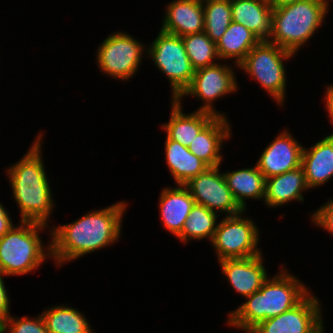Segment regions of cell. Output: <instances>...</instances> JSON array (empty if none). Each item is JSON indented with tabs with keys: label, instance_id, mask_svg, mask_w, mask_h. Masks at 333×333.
<instances>
[{
	"label": "cell",
	"instance_id": "8",
	"mask_svg": "<svg viewBox=\"0 0 333 333\" xmlns=\"http://www.w3.org/2000/svg\"><path fill=\"white\" fill-rule=\"evenodd\" d=\"M240 214L224 216L218 222L217 229L211 240L215 248L217 260L247 258L262 254L258 248L259 227L254 220Z\"/></svg>",
	"mask_w": 333,
	"mask_h": 333
},
{
	"label": "cell",
	"instance_id": "23",
	"mask_svg": "<svg viewBox=\"0 0 333 333\" xmlns=\"http://www.w3.org/2000/svg\"><path fill=\"white\" fill-rule=\"evenodd\" d=\"M234 199L243 210H247V199L264 201L266 179L256 164L250 168L223 172Z\"/></svg>",
	"mask_w": 333,
	"mask_h": 333
},
{
	"label": "cell",
	"instance_id": "1",
	"mask_svg": "<svg viewBox=\"0 0 333 333\" xmlns=\"http://www.w3.org/2000/svg\"><path fill=\"white\" fill-rule=\"evenodd\" d=\"M127 208L128 203L123 200L104 209L89 211L74 222L48 229L51 259L56 267L117 242Z\"/></svg>",
	"mask_w": 333,
	"mask_h": 333
},
{
	"label": "cell",
	"instance_id": "7",
	"mask_svg": "<svg viewBox=\"0 0 333 333\" xmlns=\"http://www.w3.org/2000/svg\"><path fill=\"white\" fill-rule=\"evenodd\" d=\"M149 45L145 55L148 54L156 68L168 78L172 88L171 98L176 100L190 85L195 72L182 37L159 30L156 39Z\"/></svg>",
	"mask_w": 333,
	"mask_h": 333
},
{
	"label": "cell",
	"instance_id": "15",
	"mask_svg": "<svg viewBox=\"0 0 333 333\" xmlns=\"http://www.w3.org/2000/svg\"><path fill=\"white\" fill-rule=\"evenodd\" d=\"M165 11L161 31L180 37L204 31L203 0H174Z\"/></svg>",
	"mask_w": 333,
	"mask_h": 333
},
{
	"label": "cell",
	"instance_id": "34",
	"mask_svg": "<svg viewBox=\"0 0 333 333\" xmlns=\"http://www.w3.org/2000/svg\"><path fill=\"white\" fill-rule=\"evenodd\" d=\"M301 0H268L272 8H279L284 5L292 4Z\"/></svg>",
	"mask_w": 333,
	"mask_h": 333
},
{
	"label": "cell",
	"instance_id": "32",
	"mask_svg": "<svg viewBox=\"0 0 333 333\" xmlns=\"http://www.w3.org/2000/svg\"><path fill=\"white\" fill-rule=\"evenodd\" d=\"M9 212L0 202V239L14 226Z\"/></svg>",
	"mask_w": 333,
	"mask_h": 333
},
{
	"label": "cell",
	"instance_id": "11",
	"mask_svg": "<svg viewBox=\"0 0 333 333\" xmlns=\"http://www.w3.org/2000/svg\"><path fill=\"white\" fill-rule=\"evenodd\" d=\"M321 302L311 291L294 307L260 322L249 333H326Z\"/></svg>",
	"mask_w": 333,
	"mask_h": 333
},
{
	"label": "cell",
	"instance_id": "37",
	"mask_svg": "<svg viewBox=\"0 0 333 333\" xmlns=\"http://www.w3.org/2000/svg\"><path fill=\"white\" fill-rule=\"evenodd\" d=\"M215 1H226V2H233L235 0H215Z\"/></svg>",
	"mask_w": 333,
	"mask_h": 333
},
{
	"label": "cell",
	"instance_id": "26",
	"mask_svg": "<svg viewBox=\"0 0 333 333\" xmlns=\"http://www.w3.org/2000/svg\"><path fill=\"white\" fill-rule=\"evenodd\" d=\"M218 213L203 205L195 204L185 221L181 234L177 237L183 244L192 240L207 239L211 242L218 225Z\"/></svg>",
	"mask_w": 333,
	"mask_h": 333
},
{
	"label": "cell",
	"instance_id": "30",
	"mask_svg": "<svg viewBox=\"0 0 333 333\" xmlns=\"http://www.w3.org/2000/svg\"><path fill=\"white\" fill-rule=\"evenodd\" d=\"M310 216L314 225L333 235V199L316 209Z\"/></svg>",
	"mask_w": 333,
	"mask_h": 333
},
{
	"label": "cell",
	"instance_id": "25",
	"mask_svg": "<svg viewBox=\"0 0 333 333\" xmlns=\"http://www.w3.org/2000/svg\"><path fill=\"white\" fill-rule=\"evenodd\" d=\"M41 315L48 333H94L87 317L77 308L58 304Z\"/></svg>",
	"mask_w": 333,
	"mask_h": 333
},
{
	"label": "cell",
	"instance_id": "20",
	"mask_svg": "<svg viewBox=\"0 0 333 333\" xmlns=\"http://www.w3.org/2000/svg\"><path fill=\"white\" fill-rule=\"evenodd\" d=\"M308 189L303 167L300 166L266 179L264 203L269 209L285 205L293 200L303 203V193Z\"/></svg>",
	"mask_w": 333,
	"mask_h": 333
},
{
	"label": "cell",
	"instance_id": "27",
	"mask_svg": "<svg viewBox=\"0 0 333 333\" xmlns=\"http://www.w3.org/2000/svg\"><path fill=\"white\" fill-rule=\"evenodd\" d=\"M182 40L187 56L195 71L218 63L215 62L219 61L216 43L204 31L182 36Z\"/></svg>",
	"mask_w": 333,
	"mask_h": 333
},
{
	"label": "cell",
	"instance_id": "5",
	"mask_svg": "<svg viewBox=\"0 0 333 333\" xmlns=\"http://www.w3.org/2000/svg\"><path fill=\"white\" fill-rule=\"evenodd\" d=\"M47 227L21 220L14 225L0 239V271L6 276L25 275L38 270L47 258H51L50 241L44 247L40 236V231H46Z\"/></svg>",
	"mask_w": 333,
	"mask_h": 333
},
{
	"label": "cell",
	"instance_id": "12",
	"mask_svg": "<svg viewBox=\"0 0 333 333\" xmlns=\"http://www.w3.org/2000/svg\"><path fill=\"white\" fill-rule=\"evenodd\" d=\"M220 168V165L208 167L184 186L193 196L195 204L203 205L218 214L226 213V216L240 214L244 210L234 199Z\"/></svg>",
	"mask_w": 333,
	"mask_h": 333
},
{
	"label": "cell",
	"instance_id": "21",
	"mask_svg": "<svg viewBox=\"0 0 333 333\" xmlns=\"http://www.w3.org/2000/svg\"><path fill=\"white\" fill-rule=\"evenodd\" d=\"M272 6L268 0H235L231 2L232 21L244 25L260 41L272 35Z\"/></svg>",
	"mask_w": 333,
	"mask_h": 333
},
{
	"label": "cell",
	"instance_id": "19",
	"mask_svg": "<svg viewBox=\"0 0 333 333\" xmlns=\"http://www.w3.org/2000/svg\"><path fill=\"white\" fill-rule=\"evenodd\" d=\"M307 186H323L333 178V136L328 135L310 148L303 147L302 162Z\"/></svg>",
	"mask_w": 333,
	"mask_h": 333
},
{
	"label": "cell",
	"instance_id": "33",
	"mask_svg": "<svg viewBox=\"0 0 333 333\" xmlns=\"http://www.w3.org/2000/svg\"><path fill=\"white\" fill-rule=\"evenodd\" d=\"M323 98H325L324 103L326 102L325 107L328 112L327 116L330 118L329 122L333 125V84L327 85L325 96ZM329 135L333 136V133Z\"/></svg>",
	"mask_w": 333,
	"mask_h": 333
},
{
	"label": "cell",
	"instance_id": "6",
	"mask_svg": "<svg viewBox=\"0 0 333 333\" xmlns=\"http://www.w3.org/2000/svg\"><path fill=\"white\" fill-rule=\"evenodd\" d=\"M295 54L268 40L259 41L238 65L276 101L285 105L287 75L285 63Z\"/></svg>",
	"mask_w": 333,
	"mask_h": 333
},
{
	"label": "cell",
	"instance_id": "10",
	"mask_svg": "<svg viewBox=\"0 0 333 333\" xmlns=\"http://www.w3.org/2000/svg\"><path fill=\"white\" fill-rule=\"evenodd\" d=\"M235 68L226 64L216 63L215 65L207 66L198 69L194 72V76L190 85L176 99L181 102L183 97L192 96L202 101L203 104L197 108V111H204L213 114L214 116L227 117L223 113L214 108V101L224 95L236 92L238 83L235 75Z\"/></svg>",
	"mask_w": 333,
	"mask_h": 333
},
{
	"label": "cell",
	"instance_id": "9",
	"mask_svg": "<svg viewBox=\"0 0 333 333\" xmlns=\"http://www.w3.org/2000/svg\"><path fill=\"white\" fill-rule=\"evenodd\" d=\"M146 47L125 32H113L98 47L96 63L107 76L127 81L135 76Z\"/></svg>",
	"mask_w": 333,
	"mask_h": 333
},
{
	"label": "cell",
	"instance_id": "28",
	"mask_svg": "<svg viewBox=\"0 0 333 333\" xmlns=\"http://www.w3.org/2000/svg\"><path fill=\"white\" fill-rule=\"evenodd\" d=\"M204 32L217 42L232 22L231 2L203 0Z\"/></svg>",
	"mask_w": 333,
	"mask_h": 333
},
{
	"label": "cell",
	"instance_id": "13",
	"mask_svg": "<svg viewBox=\"0 0 333 333\" xmlns=\"http://www.w3.org/2000/svg\"><path fill=\"white\" fill-rule=\"evenodd\" d=\"M289 130H283L262 151L256 164L265 179L301 166L303 147Z\"/></svg>",
	"mask_w": 333,
	"mask_h": 333
},
{
	"label": "cell",
	"instance_id": "22",
	"mask_svg": "<svg viewBox=\"0 0 333 333\" xmlns=\"http://www.w3.org/2000/svg\"><path fill=\"white\" fill-rule=\"evenodd\" d=\"M165 159L170 175L176 185H184L190 179L204 172L209 166L189 151L188 147L170 140L166 136Z\"/></svg>",
	"mask_w": 333,
	"mask_h": 333
},
{
	"label": "cell",
	"instance_id": "16",
	"mask_svg": "<svg viewBox=\"0 0 333 333\" xmlns=\"http://www.w3.org/2000/svg\"><path fill=\"white\" fill-rule=\"evenodd\" d=\"M158 204L164 229L178 237L192 207L195 205L193 196L184 185H177L174 188L164 187L160 193Z\"/></svg>",
	"mask_w": 333,
	"mask_h": 333
},
{
	"label": "cell",
	"instance_id": "4",
	"mask_svg": "<svg viewBox=\"0 0 333 333\" xmlns=\"http://www.w3.org/2000/svg\"><path fill=\"white\" fill-rule=\"evenodd\" d=\"M322 0H301L272 10V35L268 41L296 54L325 21Z\"/></svg>",
	"mask_w": 333,
	"mask_h": 333
},
{
	"label": "cell",
	"instance_id": "2",
	"mask_svg": "<svg viewBox=\"0 0 333 333\" xmlns=\"http://www.w3.org/2000/svg\"><path fill=\"white\" fill-rule=\"evenodd\" d=\"M43 136V132L36 136L26 154L6 169V175L10 180L13 198L20 209V220L48 226L56 204L42 160Z\"/></svg>",
	"mask_w": 333,
	"mask_h": 333
},
{
	"label": "cell",
	"instance_id": "14",
	"mask_svg": "<svg viewBox=\"0 0 333 333\" xmlns=\"http://www.w3.org/2000/svg\"><path fill=\"white\" fill-rule=\"evenodd\" d=\"M263 255L219 261L222 273L233 290L246 298L259 291L269 277L264 267Z\"/></svg>",
	"mask_w": 333,
	"mask_h": 333
},
{
	"label": "cell",
	"instance_id": "35",
	"mask_svg": "<svg viewBox=\"0 0 333 333\" xmlns=\"http://www.w3.org/2000/svg\"><path fill=\"white\" fill-rule=\"evenodd\" d=\"M4 328H5V320L0 317V333H4Z\"/></svg>",
	"mask_w": 333,
	"mask_h": 333
},
{
	"label": "cell",
	"instance_id": "31",
	"mask_svg": "<svg viewBox=\"0 0 333 333\" xmlns=\"http://www.w3.org/2000/svg\"><path fill=\"white\" fill-rule=\"evenodd\" d=\"M6 275L0 271V317L6 320L10 314V298L8 295V290L4 284V279Z\"/></svg>",
	"mask_w": 333,
	"mask_h": 333
},
{
	"label": "cell",
	"instance_id": "17",
	"mask_svg": "<svg viewBox=\"0 0 333 333\" xmlns=\"http://www.w3.org/2000/svg\"><path fill=\"white\" fill-rule=\"evenodd\" d=\"M231 126L227 117L216 116L190 143L188 149L209 167L222 164L223 141L231 138Z\"/></svg>",
	"mask_w": 333,
	"mask_h": 333
},
{
	"label": "cell",
	"instance_id": "29",
	"mask_svg": "<svg viewBox=\"0 0 333 333\" xmlns=\"http://www.w3.org/2000/svg\"><path fill=\"white\" fill-rule=\"evenodd\" d=\"M4 333H48V331L41 314L33 318L28 316L14 318L10 315L5 320Z\"/></svg>",
	"mask_w": 333,
	"mask_h": 333
},
{
	"label": "cell",
	"instance_id": "36",
	"mask_svg": "<svg viewBox=\"0 0 333 333\" xmlns=\"http://www.w3.org/2000/svg\"><path fill=\"white\" fill-rule=\"evenodd\" d=\"M322 1L325 4L326 8L329 9V6H330L329 5V3H330L329 0H322Z\"/></svg>",
	"mask_w": 333,
	"mask_h": 333
},
{
	"label": "cell",
	"instance_id": "24",
	"mask_svg": "<svg viewBox=\"0 0 333 333\" xmlns=\"http://www.w3.org/2000/svg\"><path fill=\"white\" fill-rule=\"evenodd\" d=\"M259 41V38L244 25L232 21L224 35L216 42L218 57L220 60L233 59L235 67L238 68Z\"/></svg>",
	"mask_w": 333,
	"mask_h": 333
},
{
	"label": "cell",
	"instance_id": "3",
	"mask_svg": "<svg viewBox=\"0 0 333 333\" xmlns=\"http://www.w3.org/2000/svg\"><path fill=\"white\" fill-rule=\"evenodd\" d=\"M287 268L268 277L259 291L228 313L227 325L249 333L260 322L278 316L297 305L311 290Z\"/></svg>",
	"mask_w": 333,
	"mask_h": 333
},
{
	"label": "cell",
	"instance_id": "18",
	"mask_svg": "<svg viewBox=\"0 0 333 333\" xmlns=\"http://www.w3.org/2000/svg\"><path fill=\"white\" fill-rule=\"evenodd\" d=\"M182 103L171 100L170 120L162 124V130L167 133L170 140L189 147L195 137L216 117L204 111L183 113Z\"/></svg>",
	"mask_w": 333,
	"mask_h": 333
}]
</instances>
